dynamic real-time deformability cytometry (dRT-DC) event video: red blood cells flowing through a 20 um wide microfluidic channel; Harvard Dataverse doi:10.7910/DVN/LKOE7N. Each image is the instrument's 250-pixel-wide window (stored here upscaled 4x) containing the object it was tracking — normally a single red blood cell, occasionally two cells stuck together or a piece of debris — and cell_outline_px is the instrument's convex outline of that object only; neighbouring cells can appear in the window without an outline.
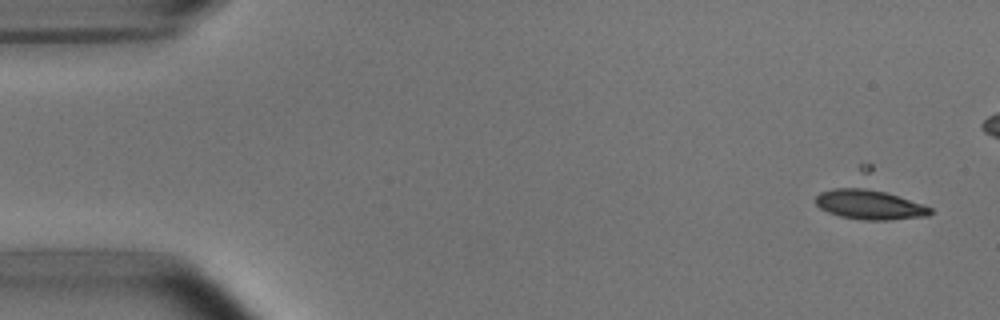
{"species": "common noctule bat (a hibernating species)", "species_latin": "Nyctalus noctula", "temperature_condition": "room temperature", "stored_images_in_passage": 4, "camera_frame_rate_fps": 3000, "um_per_image_px": 0.085, "animal": {"sex": "male", "body_mass_g": 15.6}, "frame": {"image": 1, "passage_image": 2, "time_ms": 1.0, "image_size_px": [1000, 320], "cell_outline_px": [[932, 212], [928, 216], [888, 220], [864, 220], [840, 216], [828, 212], [820, 208], [816, 204], [816, 196], [820, 192], [860, 164], [872, 164], [932, 208]], "centroid_in_image_um": [74.0, 16.75], "position_along_channel_um": 11.0, "area_um2": 29.88}}